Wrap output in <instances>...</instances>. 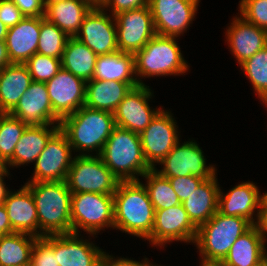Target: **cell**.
I'll list each match as a JSON object with an SVG mask.
<instances>
[{"label":"cell","instance_id":"6da1fadb","mask_svg":"<svg viewBox=\"0 0 267 266\" xmlns=\"http://www.w3.org/2000/svg\"><path fill=\"white\" fill-rule=\"evenodd\" d=\"M114 229L146 239L151 235L155 209L144 184L138 181H120L113 194Z\"/></svg>","mask_w":267,"mask_h":266},{"label":"cell","instance_id":"7a4b0ae2","mask_svg":"<svg viewBox=\"0 0 267 266\" xmlns=\"http://www.w3.org/2000/svg\"><path fill=\"white\" fill-rule=\"evenodd\" d=\"M59 126L74 153L91 156L94 151L96 155L101 154L116 125L112 112L83 106L63 118Z\"/></svg>","mask_w":267,"mask_h":266},{"label":"cell","instance_id":"3957f363","mask_svg":"<svg viewBox=\"0 0 267 266\" xmlns=\"http://www.w3.org/2000/svg\"><path fill=\"white\" fill-rule=\"evenodd\" d=\"M38 214V237L72 233L71 197L66 181L24 183Z\"/></svg>","mask_w":267,"mask_h":266},{"label":"cell","instance_id":"277c9868","mask_svg":"<svg viewBox=\"0 0 267 266\" xmlns=\"http://www.w3.org/2000/svg\"><path fill=\"white\" fill-rule=\"evenodd\" d=\"M119 181H138L152 168L145 161L140 135L115 126L99 155Z\"/></svg>","mask_w":267,"mask_h":266},{"label":"cell","instance_id":"5b68a950","mask_svg":"<svg viewBox=\"0 0 267 266\" xmlns=\"http://www.w3.org/2000/svg\"><path fill=\"white\" fill-rule=\"evenodd\" d=\"M177 37L156 34L135 55V74L139 85H145L142 78L168 75H183L188 72ZM141 78V79H140Z\"/></svg>","mask_w":267,"mask_h":266},{"label":"cell","instance_id":"8992f818","mask_svg":"<svg viewBox=\"0 0 267 266\" xmlns=\"http://www.w3.org/2000/svg\"><path fill=\"white\" fill-rule=\"evenodd\" d=\"M252 224L240 216H226L218 211L197 229L194 245L201 258L223 261L236 239Z\"/></svg>","mask_w":267,"mask_h":266},{"label":"cell","instance_id":"52a82bcc","mask_svg":"<svg viewBox=\"0 0 267 266\" xmlns=\"http://www.w3.org/2000/svg\"><path fill=\"white\" fill-rule=\"evenodd\" d=\"M71 222L72 233L75 234H81L79 230H83L89 236H95L105 227L114 229L113 195L87 192L72 194Z\"/></svg>","mask_w":267,"mask_h":266},{"label":"cell","instance_id":"ba28073f","mask_svg":"<svg viewBox=\"0 0 267 266\" xmlns=\"http://www.w3.org/2000/svg\"><path fill=\"white\" fill-rule=\"evenodd\" d=\"M65 181L72 194L107 195H113L120 182L99 155H75Z\"/></svg>","mask_w":267,"mask_h":266},{"label":"cell","instance_id":"9c48e42d","mask_svg":"<svg viewBox=\"0 0 267 266\" xmlns=\"http://www.w3.org/2000/svg\"><path fill=\"white\" fill-rule=\"evenodd\" d=\"M159 164L163 167L154 169L165 178L194 175L205 180L217 173L214 165H206L204 152L194 139L179 141Z\"/></svg>","mask_w":267,"mask_h":266},{"label":"cell","instance_id":"30bf717a","mask_svg":"<svg viewBox=\"0 0 267 266\" xmlns=\"http://www.w3.org/2000/svg\"><path fill=\"white\" fill-rule=\"evenodd\" d=\"M176 123L172 113L162 108L151 123L139 134L145 161L152 169L180 141Z\"/></svg>","mask_w":267,"mask_h":266},{"label":"cell","instance_id":"8fae6325","mask_svg":"<svg viewBox=\"0 0 267 266\" xmlns=\"http://www.w3.org/2000/svg\"><path fill=\"white\" fill-rule=\"evenodd\" d=\"M200 0H149L155 32L158 35H183L196 16Z\"/></svg>","mask_w":267,"mask_h":266},{"label":"cell","instance_id":"7c38bea8","mask_svg":"<svg viewBox=\"0 0 267 266\" xmlns=\"http://www.w3.org/2000/svg\"><path fill=\"white\" fill-rule=\"evenodd\" d=\"M72 152L66 135L59 129L36 159L32 178L26 183L65 181L73 160Z\"/></svg>","mask_w":267,"mask_h":266},{"label":"cell","instance_id":"4fadbf2b","mask_svg":"<svg viewBox=\"0 0 267 266\" xmlns=\"http://www.w3.org/2000/svg\"><path fill=\"white\" fill-rule=\"evenodd\" d=\"M114 17L119 51L135 54L156 35L149 5L121 12Z\"/></svg>","mask_w":267,"mask_h":266},{"label":"cell","instance_id":"5bb4252c","mask_svg":"<svg viewBox=\"0 0 267 266\" xmlns=\"http://www.w3.org/2000/svg\"><path fill=\"white\" fill-rule=\"evenodd\" d=\"M197 228L190 221L182 203L167 209L155 210L151 235L146 239L154 247H165L174 241L195 242Z\"/></svg>","mask_w":267,"mask_h":266},{"label":"cell","instance_id":"9a60e30c","mask_svg":"<svg viewBox=\"0 0 267 266\" xmlns=\"http://www.w3.org/2000/svg\"><path fill=\"white\" fill-rule=\"evenodd\" d=\"M102 7H93L84 17L75 38L97 56L118 51L115 17Z\"/></svg>","mask_w":267,"mask_h":266},{"label":"cell","instance_id":"2e32d148","mask_svg":"<svg viewBox=\"0 0 267 266\" xmlns=\"http://www.w3.org/2000/svg\"><path fill=\"white\" fill-rule=\"evenodd\" d=\"M152 96L153 91L146 84L132 88L113 112L115 125L140 134L161 110L149 106Z\"/></svg>","mask_w":267,"mask_h":266},{"label":"cell","instance_id":"e0dca14e","mask_svg":"<svg viewBox=\"0 0 267 266\" xmlns=\"http://www.w3.org/2000/svg\"><path fill=\"white\" fill-rule=\"evenodd\" d=\"M54 114L62 120L85 104L86 82L61 68L46 82Z\"/></svg>","mask_w":267,"mask_h":266},{"label":"cell","instance_id":"ac0fdd59","mask_svg":"<svg viewBox=\"0 0 267 266\" xmlns=\"http://www.w3.org/2000/svg\"><path fill=\"white\" fill-rule=\"evenodd\" d=\"M9 114L27 126L60 124L61 121L53 112L45 82L32 81Z\"/></svg>","mask_w":267,"mask_h":266},{"label":"cell","instance_id":"d6986e66","mask_svg":"<svg viewBox=\"0 0 267 266\" xmlns=\"http://www.w3.org/2000/svg\"><path fill=\"white\" fill-rule=\"evenodd\" d=\"M80 236L75 233L54 235V253L59 266H99L105 251Z\"/></svg>","mask_w":267,"mask_h":266},{"label":"cell","instance_id":"ffe728a7","mask_svg":"<svg viewBox=\"0 0 267 266\" xmlns=\"http://www.w3.org/2000/svg\"><path fill=\"white\" fill-rule=\"evenodd\" d=\"M227 28L226 41L239 65L267 46V30L247 22L241 16H234Z\"/></svg>","mask_w":267,"mask_h":266},{"label":"cell","instance_id":"44dd1931","mask_svg":"<svg viewBox=\"0 0 267 266\" xmlns=\"http://www.w3.org/2000/svg\"><path fill=\"white\" fill-rule=\"evenodd\" d=\"M260 205L261 192L253 182H242L226 194L219 190L218 212L223 215L240 216L254 225L258 220Z\"/></svg>","mask_w":267,"mask_h":266},{"label":"cell","instance_id":"7402d4cb","mask_svg":"<svg viewBox=\"0 0 267 266\" xmlns=\"http://www.w3.org/2000/svg\"><path fill=\"white\" fill-rule=\"evenodd\" d=\"M40 29L41 17H25L8 28L5 42L11 63L24 64L37 53Z\"/></svg>","mask_w":267,"mask_h":266},{"label":"cell","instance_id":"603a6c76","mask_svg":"<svg viewBox=\"0 0 267 266\" xmlns=\"http://www.w3.org/2000/svg\"><path fill=\"white\" fill-rule=\"evenodd\" d=\"M4 206L14 232L38 237V214L30 189L24 184L17 191H9Z\"/></svg>","mask_w":267,"mask_h":266},{"label":"cell","instance_id":"cb8c5ba5","mask_svg":"<svg viewBox=\"0 0 267 266\" xmlns=\"http://www.w3.org/2000/svg\"><path fill=\"white\" fill-rule=\"evenodd\" d=\"M217 173L203 180L195 191L182 202L187 215L198 229L208 222L218 211L219 183Z\"/></svg>","mask_w":267,"mask_h":266},{"label":"cell","instance_id":"d4e9b609","mask_svg":"<svg viewBox=\"0 0 267 266\" xmlns=\"http://www.w3.org/2000/svg\"><path fill=\"white\" fill-rule=\"evenodd\" d=\"M59 125L27 126L15 146L13 158L7 163V169L29 163L35 164L49 139L60 129Z\"/></svg>","mask_w":267,"mask_h":266},{"label":"cell","instance_id":"484cf974","mask_svg":"<svg viewBox=\"0 0 267 266\" xmlns=\"http://www.w3.org/2000/svg\"><path fill=\"white\" fill-rule=\"evenodd\" d=\"M91 80L120 81L132 88L139 85L135 74V55L116 51L98 55Z\"/></svg>","mask_w":267,"mask_h":266},{"label":"cell","instance_id":"4316f807","mask_svg":"<svg viewBox=\"0 0 267 266\" xmlns=\"http://www.w3.org/2000/svg\"><path fill=\"white\" fill-rule=\"evenodd\" d=\"M86 0H63L45 7V18L69 37L78 33L84 17L93 8Z\"/></svg>","mask_w":267,"mask_h":266},{"label":"cell","instance_id":"83f0119b","mask_svg":"<svg viewBox=\"0 0 267 266\" xmlns=\"http://www.w3.org/2000/svg\"><path fill=\"white\" fill-rule=\"evenodd\" d=\"M31 82L32 78L25 64L11 63L0 70V113H9Z\"/></svg>","mask_w":267,"mask_h":266},{"label":"cell","instance_id":"f1b7e54d","mask_svg":"<svg viewBox=\"0 0 267 266\" xmlns=\"http://www.w3.org/2000/svg\"><path fill=\"white\" fill-rule=\"evenodd\" d=\"M131 89L128 83L120 81H87L84 106L113 113Z\"/></svg>","mask_w":267,"mask_h":266},{"label":"cell","instance_id":"f546056e","mask_svg":"<svg viewBox=\"0 0 267 266\" xmlns=\"http://www.w3.org/2000/svg\"><path fill=\"white\" fill-rule=\"evenodd\" d=\"M263 243L254 224L236 239L223 261L228 266H259L263 264Z\"/></svg>","mask_w":267,"mask_h":266},{"label":"cell","instance_id":"4dcf8cb0","mask_svg":"<svg viewBox=\"0 0 267 266\" xmlns=\"http://www.w3.org/2000/svg\"><path fill=\"white\" fill-rule=\"evenodd\" d=\"M96 59L97 55L87 45L75 37H70L61 58V65L63 69L87 82L93 77Z\"/></svg>","mask_w":267,"mask_h":266},{"label":"cell","instance_id":"1f68e13d","mask_svg":"<svg viewBox=\"0 0 267 266\" xmlns=\"http://www.w3.org/2000/svg\"><path fill=\"white\" fill-rule=\"evenodd\" d=\"M36 238L22 232L1 236L0 266H29Z\"/></svg>","mask_w":267,"mask_h":266},{"label":"cell","instance_id":"d6a6232c","mask_svg":"<svg viewBox=\"0 0 267 266\" xmlns=\"http://www.w3.org/2000/svg\"><path fill=\"white\" fill-rule=\"evenodd\" d=\"M142 177L147 180L144 186L155 210L167 209L181 204L169 179L162 177L155 169H151Z\"/></svg>","mask_w":267,"mask_h":266},{"label":"cell","instance_id":"836d02e7","mask_svg":"<svg viewBox=\"0 0 267 266\" xmlns=\"http://www.w3.org/2000/svg\"><path fill=\"white\" fill-rule=\"evenodd\" d=\"M69 38L59 27L41 17L37 53L61 59Z\"/></svg>","mask_w":267,"mask_h":266},{"label":"cell","instance_id":"e575fe53","mask_svg":"<svg viewBox=\"0 0 267 266\" xmlns=\"http://www.w3.org/2000/svg\"><path fill=\"white\" fill-rule=\"evenodd\" d=\"M27 125L9 113H0V155L8 163Z\"/></svg>","mask_w":267,"mask_h":266},{"label":"cell","instance_id":"d590c367","mask_svg":"<svg viewBox=\"0 0 267 266\" xmlns=\"http://www.w3.org/2000/svg\"><path fill=\"white\" fill-rule=\"evenodd\" d=\"M260 100L267 98V46L240 64Z\"/></svg>","mask_w":267,"mask_h":266},{"label":"cell","instance_id":"8d00e7d4","mask_svg":"<svg viewBox=\"0 0 267 266\" xmlns=\"http://www.w3.org/2000/svg\"><path fill=\"white\" fill-rule=\"evenodd\" d=\"M32 81L47 82L62 68L61 59L35 53L24 63Z\"/></svg>","mask_w":267,"mask_h":266},{"label":"cell","instance_id":"74e56055","mask_svg":"<svg viewBox=\"0 0 267 266\" xmlns=\"http://www.w3.org/2000/svg\"><path fill=\"white\" fill-rule=\"evenodd\" d=\"M29 266H59L54 253V235L35 239Z\"/></svg>","mask_w":267,"mask_h":266},{"label":"cell","instance_id":"f35d334b","mask_svg":"<svg viewBox=\"0 0 267 266\" xmlns=\"http://www.w3.org/2000/svg\"><path fill=\"white\" fill-rule=\"evenodd\" d=\"M238 5L241 17L267 30V0H240Z\"/></svg>","mask_w":267,"mask_h":266},{"label":"cell","instance_id":"ab89813d","mask_svg":"<svg viewBox=\"0 0 267 266\" xmlns=\"http://www.w3.org/2000/svg\"><path fill=\"white\" fill-rule=\"evenodd\" d=\"M168 179L181 203L185 201L189 197V195L193 191H195L200 185V183L204 180L203 178L194 175L173 177Z\"/></svg>","mask_w":267,"mask_h":266},{"label":"cell","instance_id":"60d3db41","mask_svg":"<svg viewBox=\"0 0 267 266\" xmlns=\"http://www.w3.org/2000/svg\"><path fill=\"white\" fill-rule=\"evenodd\" d=\"M25 16L11 0H0V21L11 28L18 24Z\"/></svg>","mask_w":267,"mask_h":266},{"label":"cell","instance_id":"b9f144b4","mask_svg":"<svg viewBox=\"0 0 267 266\" xmlns=\"http://www.w3.org/2000/svg\"><path fill=\"white\" fill-rule=\"evenodd\" d=\"M149 0H105L102 4V8L110 14L115 16L121 12L137 9L148 5ZM111 9V11H110Z\"/></svg>","mask_w":267,"mask_h":266},{"label":"cell","instance_id":"7bdbcfd3","mask_svg":"<svg viewBox=\"0 0 267 266\" xmlns=\"http://www.w3.org/2000/svg\"><path fill=\"white\" fill-rule=\"evenodd\" d=\"M25 17H45L42 0H11Z\"/></svg>","mask_w":267,"mask_h":266},{"label":"cell","instance_id":"ee69618b","mask_svg":"<svg viewBox=\"0 0 267 266\" xmlns=\"http://www.w3.org/2000/svg\"><path fill=\"white\" fill-rule=\"evenodd\" d=\"M150 261L148 258H144V260L135 261L131 260V258H121L117 257L115 259V256L109 255L108 253L104 252L102 259L100 261L99 266H150Z\"/></svg>","mask_w":267,"mask_h":266},{"label":"cell","instance_id":"f6af8a7d","mask_svg":"<svg viewBox=\"0 0 267 266\" xmlns=\"http://www.w3.org/2000/svg\"><path fill=\"white\" fill-rule=\"evenodd\" d=\"M11 233H14V231L12 230L7 210L4 204H0V237Z\"/></svg>","mask_w":267,"mask_h":266},{"label":"cell","instance_id":"bcb514c9","mask_svg":"<svg viewBox=\"0 0 267 266\" xmlns=\"http://www.w3.org/2000/svg\"><path fill=\"white\" fill-rule=\"evenodd\" d=\"M255 225L263 236L264 241H267V208H260L258 220Z\"/></svg>","mask_w":267,"mask_h":266},{"label":"cell","instance_id":"7dc6e473","mask_svg":"<svg viewBox=\"0 0 267 266\" xmlns=\"http://www.w3.org/2000/svg\"><path fill=\"white\" fill-rule=\"evenodd\" d=\"M10 175L9 169H3L0 172V204H4V201L6 200V196L10 189L6 186L4 179L6 176L8 177Z\"/></svg>","mask_w":267,"mask_h":266},{"label":"cell","instance_id":"c3c4849f","mask_svg":"<svg viewBox=\"0 0 267 266\" xmlns=\"http://www.w3.org/2000/svg\"><path fill=\"white\" fill-rule=\"evenodd\" d=\"M11 64L5 41H0V70Z\"/></svg>","mask_w":267,"mask_h":266},{"label":"cell","instance_id":"681fc988","mask_svg":"<svg viewBox=\"0 0 267 266\" xmlns=\"http://www.w3.org/2000/svg\"><path fill=\"white\" fill-rule=\"evenodd\" d=\"M201 259L200 266H228L224 261Z\"/></svg>","mask_w":267,"mask_h":266},{"label":"cell","instance_id":"f907efd6","mask_svg":"<svg viewBox=\"0 0 267 266\" xmlns=\"http://www.w3.org/2000/svg\"><path fill=\"white\" fill-rule=\"evenodd\" d=\"M8 28L0 21V41L6 40Z\"/></svg>","mask_w":267,"mask_h":266},{"label":"cell","instance_id":"816d5d0a","mask_svg":"<svg viewBox=\"0 0 267 266\" xmlns=\"http://www.w3.org/2000/svg\"><path fill=\"white\" fill-rule=\"evenodd\" d=\"M94 7H101L105 0H86Z\"/></svg>","mask_w":267,"mask_h":266},{"label":"cell","instance_id":"f5cc1de1","mask_svg":"<svg viewBox=\"0 0 267 266\" xmlns=\"http://www.w3.org/2000/svg\"><path fill=\"white\" fill-rule=\"evenodd\" d=\"M260 208H267V192L261 195V205Z\"/></svg>","mask_w":267,"mask_h":266},{"label":"cell","instance_id":"db71d44e","mask_svg":"<svg viewBox=\"0 0 267 266\" xmlns=\"http://www.w3.org/2000/svg\"><path fill=\"white\" fill-rule=\"evenodd\" d=\"M266 241L263 243V264L264 266H267V251H266Z\"/></svg>","mask_w":267,"mask_h":266},{"label":"cell","instance_id":"11a10c76","mask_svg":"<svg viewBox=\"0 0 267 266\" xmlns=\"http://www.w3.org/2000/svg\"><path fill=\"white\" fill-rule=\"evenodd\" d=\"M0 168L3 169H7V163L1 158L0 155Z\"/></svg>","mask_w":267,"mask_h":266},{"label":"cell","instance_id":"9f6ffc18","mask_svg":"<svg viewBox=\"0 0 267 266\" xmlns=\"http://www.w3.org/2000/svg\"><path fill=\"white\" fill-rule=\"evenodd\" d=\"M44 6L46 7L47 5L54 3V2H58V1H63V0H42Z\"/></svg>","mask_w":267,"mask_h":266},{"label":"cell","instance_id":"6f0895ef","mask_svg":"<svg viewBox=\"0 0 267 266\" xmlns=\"http://www.w3.org/2000/svg\"><path fill=\"white\" fill-rule=\"evenodd\" d=\"M260 101H262L263 102L262 104L265 105V107H267V98H264V99H262Z\"/></svg>","mask_w":267,"mask_h":266},{"label":"cell","instance_id":"680465c9","mask_svg":"<svg viewBox=\"0 0 267 266\" xmlns=\"http://www.w3.org/2000/svg\"><path fill=\"white\" fill-rule=\"evenodd\" d=\"M150 266H158V264L156 265V264H152V263H151ZM159 266H162V265H159Z\"/></svg>","mask_w":267,"mask_h":266}]
</instances>
